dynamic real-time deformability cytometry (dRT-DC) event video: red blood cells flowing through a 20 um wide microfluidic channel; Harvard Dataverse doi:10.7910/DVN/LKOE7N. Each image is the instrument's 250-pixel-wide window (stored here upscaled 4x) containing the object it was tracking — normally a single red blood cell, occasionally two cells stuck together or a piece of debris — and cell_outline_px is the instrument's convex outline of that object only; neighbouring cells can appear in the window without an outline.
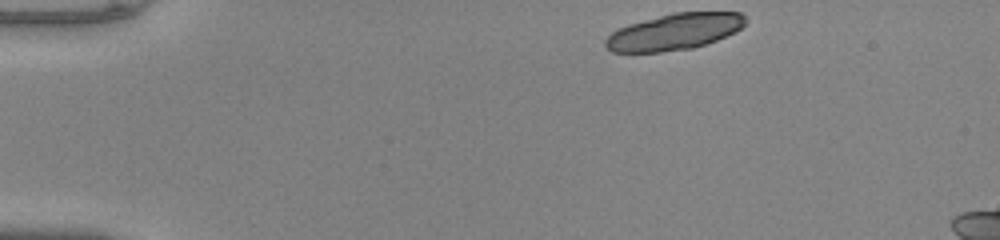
{"species": "common noctule bat (a hibernating species)", "species_latin": "Nyctalus noctula", "temperature_condition": "warm", "stored_images_in_passage": 12, "camera_frame_rate_fps": 3000, "um_per_image_px": 0.085, "animal": {"sex": "male", "body_mass_g": 20.0, "forearm_length_mm": 53.3}, "frame": {"image": 1, "passage_image": 1, "time_ms": 0.0, "image_size_px": [1000, 240], "cell_outline_px": [[748, 20], [740, 28], [716, 40], [692, 48], [660, 52], [612, 52], [604, 44], [604, 40], [612, 32], [628, 24], [672, 12], [740, 12]], "centroid_in_image_um": [57.29, 2.69], "position_along_channel_um": 27.7, "area_um2": 29.42}}